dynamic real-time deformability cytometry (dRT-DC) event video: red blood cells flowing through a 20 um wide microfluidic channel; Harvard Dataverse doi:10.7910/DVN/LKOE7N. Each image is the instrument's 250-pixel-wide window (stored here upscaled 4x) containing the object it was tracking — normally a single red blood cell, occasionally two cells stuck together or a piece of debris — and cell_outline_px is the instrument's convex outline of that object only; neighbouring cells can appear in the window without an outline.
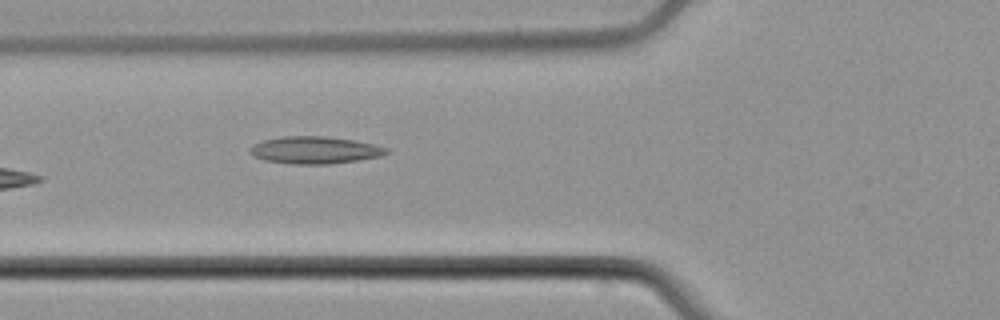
{"species": "common noctule bat (a hibernating species)", "species_latin": "Nyctalus noctula", "temperature_condition": "cold", "stored_images_in_passage": 6, "camera_frame_rate_fps": 3000, "um_per_image_px": 0.085, "animal": {"sex": "male", "body_mass_g": 21.5, "forearm_length_mm": 52.0}, "frame": {"image": 1, "passage_image": 6, "time_ms": 6.0, "image_size_px": [1000, 320], "cell_outline_px": [[388, 152], [380, 156], [332, 164], [292, 164], [264, 160], [252, 156], [252, 144], [264, 140], [284, 136], [328, 136], [356, 140], [388, 148]], "centroid_in_image_um": [26.76, 12.75], "position_along_channel_um": 99.0, "area_um2": 21.56}}